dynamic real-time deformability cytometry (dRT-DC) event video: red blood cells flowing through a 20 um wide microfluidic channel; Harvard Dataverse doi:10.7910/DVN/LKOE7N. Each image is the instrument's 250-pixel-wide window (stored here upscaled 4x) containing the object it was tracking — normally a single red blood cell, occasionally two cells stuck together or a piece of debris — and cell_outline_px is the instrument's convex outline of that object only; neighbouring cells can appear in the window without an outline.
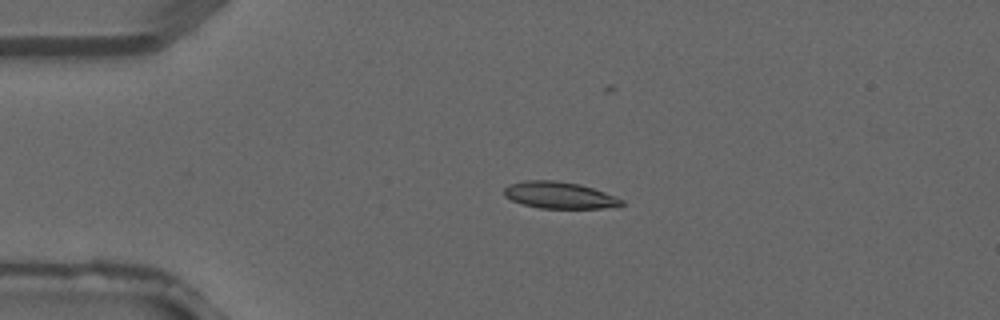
{"species": "common noctule bat (a hibernating species)", "species_latin": "Nyctalus noctula", "temperature_condition": "warm", "stored_images_in_passage": 4, "camera_frame_rate_fps": 3000, "um_per_image_px": 0.085, "animal": {"sex": "male", "forearm_length_mm": 52.5}, "frame": {"image": 1, "passage_image": 2, "time_ms": 0.333, "image_size_px": [1000, 320], "cell_outline_px": [[624, 204], [616, 208], [540, 208], [524, 204], [512, 200], [504, 196], [504, 188], [512, 184], [524, 180], [556, 180], [580, 184], [604, 192], [624, 200]], "centroid_in_image_um": [47.59, 16.59], "position_along_channel_um": 37.4, "area_um2": 18.26}}
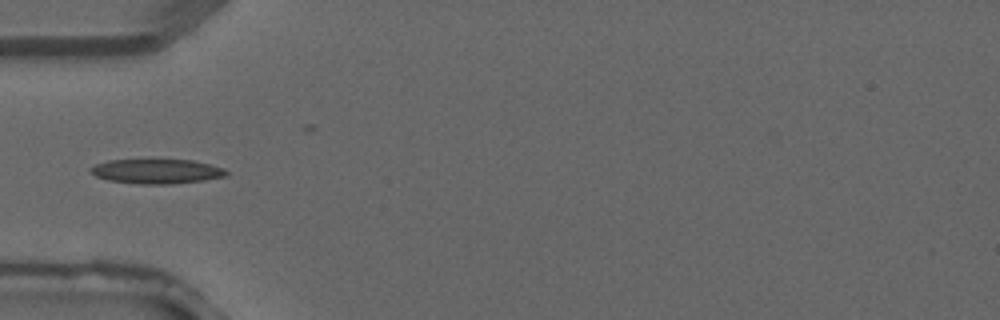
{"frame": {"image": 2, "passage_image": 3, "time_ms": 0.667, "image_size_px": [1000, 320], "cell_outline_px": [[228, 176], [204, 180], [172, 184], [136, 184], [108, 180], [96, 176], [88, 172], [88, 168], [96, 164], [108, 160], [192, 160], [224, 168], [228, 172]], "centroid_in_image_um": [13.29, 14.57], "position_along_channel_um": 71.7, "area_um2": 19.54}}